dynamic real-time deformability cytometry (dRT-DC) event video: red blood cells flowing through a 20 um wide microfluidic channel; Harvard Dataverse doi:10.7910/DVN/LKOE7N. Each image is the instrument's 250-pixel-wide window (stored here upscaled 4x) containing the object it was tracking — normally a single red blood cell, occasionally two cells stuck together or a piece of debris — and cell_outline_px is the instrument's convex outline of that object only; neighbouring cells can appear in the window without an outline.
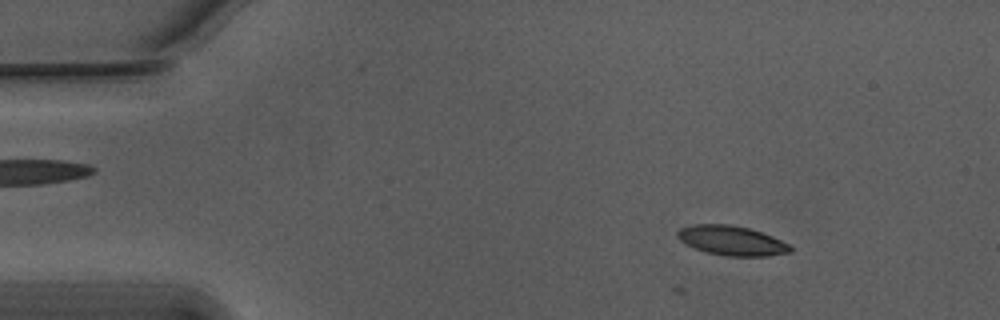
{"species": "Egyptian fruit bat (a non-hibernating species)", "species_latin": "Rousettus aegyptiacus", "temperature_condition": "warm", "stored_images_in_passage": 8, "camera_frame_rate_fps": 3000, "um_per_image_px": 0.085, "animal": {"sex": "male"}, "frame": {"image": 1, "passage_image": 8, "time_ms": 2.333, "image_size_px": [1000, 320], "cell_outline_px": [[792, 252], [768, 256], [728, 256], [704, 252], [684, 244], [676, 236], [676, 232], [680, 228], [692, 224], [728, 224], [748, 228], [772, 236], [788, 244], [792, 248]], "centroid_in_image_um": [62.15, 20.45], "position_along_channel_um": 22.9, "area_um2": 19.54}}